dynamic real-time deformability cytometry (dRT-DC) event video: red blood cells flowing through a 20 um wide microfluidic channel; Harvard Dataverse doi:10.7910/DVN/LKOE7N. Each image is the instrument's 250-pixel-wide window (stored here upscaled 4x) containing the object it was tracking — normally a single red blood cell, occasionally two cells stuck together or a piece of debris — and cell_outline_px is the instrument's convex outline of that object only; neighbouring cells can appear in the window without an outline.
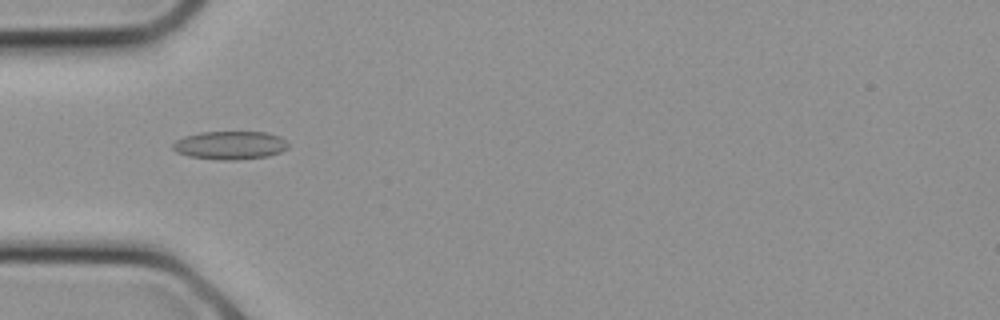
{"species": "common noctule bat (a hibernating species)", "species_latin": "Nyctalus noctula", "temperature_condition": "cold", "stored_images_in_passage": 20, "camera_frame_rate_fps": 3000, "um_per_image_px": 0.085, "animal": {"sex": "female", "body_mass_g": 21.9}, "frame": {"image": 1, "passage_image": 3, "time_ms": 0.667, "image_size_px": [1000, 320], "cell_outline_px": [[288, 148], [280, 152], [268, 156], [236, 160], [224, 160], [188, 156], [176, 152], [172, 148], [172, 144], [176, 140], [184, 136], [200, 132], [268, 132], [280, 136], [288, 144]], "centroid_in_image_um": [19.55, 12.34], "position_along_channel_um": 65.5, "area_um2": 19.07}}
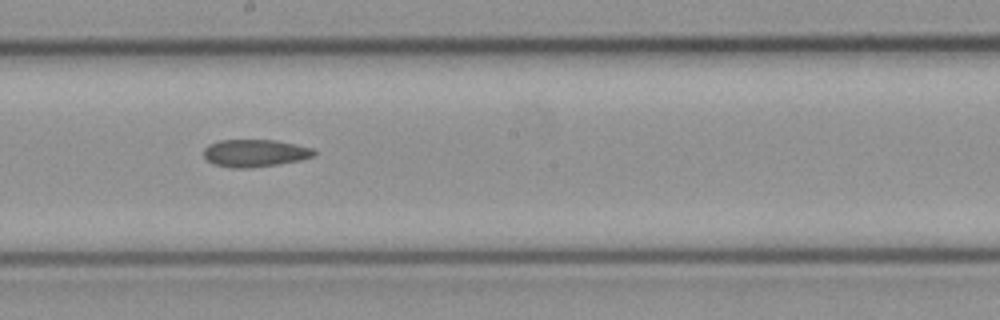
{"frame": {"image": 2, "passage_image": 9, "time_ms": 2.667, "image_size_px": [1000, 320], "cell_outline_px": [[316, 156], [300, 160], [276, 164], [244, 168], [232, 168], [212, 164], [204, 156], [204, 148], [208, 144], [220, 140], [276, 140], [296, 144], [312, 148], [316, 152]], "centroid_in_image_um": [21.66, 13.0], "position_along_channel_um": 226.5, "area_um2": 17.63}}
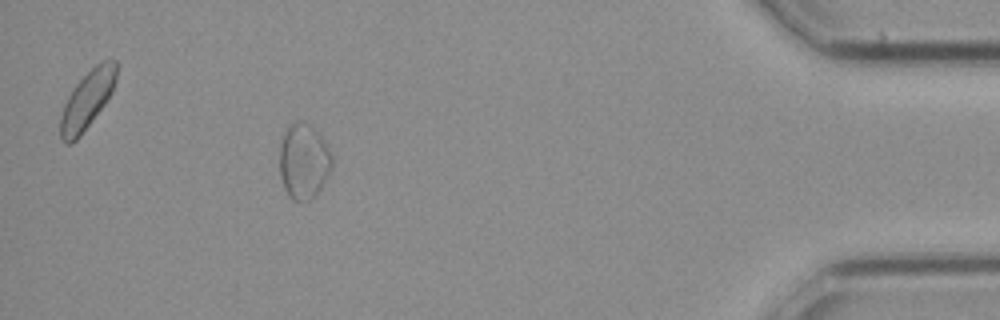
{"frame": {"image": 3, "passage_image": 18, "time_ms": 5.667, "image_size_px": [1000, 320], "cell_outline_px": [[332, 168], [320, 188], [308, 200], [292, 200], [288, 196], [284, 188], [280, 176], [280, 144], [284, 132], [288, 124], [296, 120], [300, 120], [308, 124], [324, 140], [332, 152]], "centroid_in_image_um": [25.8, 13.68], "position_along_channel_um": 409.4, "area_um2": 22.95}}